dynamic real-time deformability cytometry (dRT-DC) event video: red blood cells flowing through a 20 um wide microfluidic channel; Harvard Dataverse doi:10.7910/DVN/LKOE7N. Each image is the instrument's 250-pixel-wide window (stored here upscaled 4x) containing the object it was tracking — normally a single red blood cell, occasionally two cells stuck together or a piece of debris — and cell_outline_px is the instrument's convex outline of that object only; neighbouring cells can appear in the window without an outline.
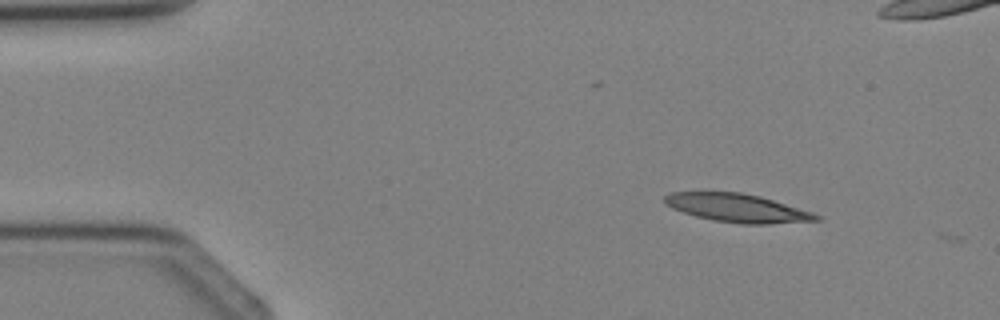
{"species": "Egyptian fruit bat (a non-hibernating species)", "species_latin": "Rousettus aegyptiacus", "temperature_condition": "cold", "stored_images_in_passage": 4, "camera_frame_rate_fps": 3000, "um_per_image_px": 0.085, "animal": {"sex": "female"}, "frame": {"image": 1, "passage_image": 1, "time_ms": 0.0, "image_size_px": [1000, 320], "cell_outline_px": [[820, 220], [768, 224], [740, 224], [712, 220], [696, 216], [672, 208], [664, 200], [664, 196], [668, 192], [740, 192], [760, 196], [812, 212], [820, 216]], "centroid_in_image_um": [62.66, 17.68], "position_along_channel_um": 22.3, "area_um2": 24.85}}